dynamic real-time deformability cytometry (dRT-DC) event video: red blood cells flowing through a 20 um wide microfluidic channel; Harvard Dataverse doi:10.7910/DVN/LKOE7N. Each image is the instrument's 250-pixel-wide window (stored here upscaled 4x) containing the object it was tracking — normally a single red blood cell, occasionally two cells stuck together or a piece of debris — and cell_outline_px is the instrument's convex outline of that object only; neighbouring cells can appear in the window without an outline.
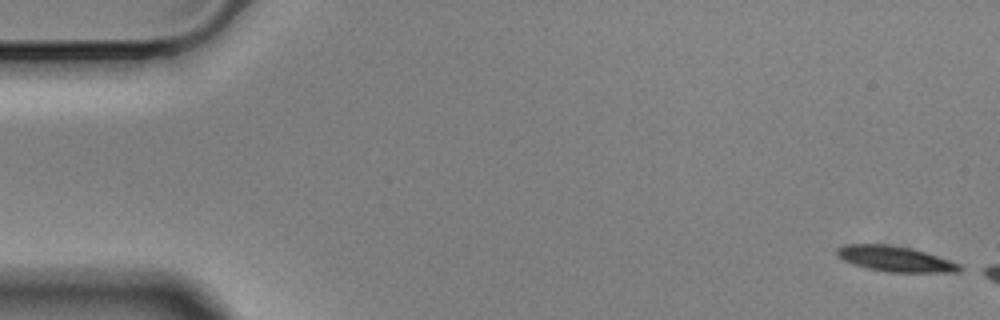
{"species": "Egyptian fruit bat (a non-hibernating species)", "species_latin": "Rousettus aegyptiacus", "temperature_condition": "cold", "stored_images_in_passage": 3, "camera_frame_rate_fps": 3000, "um_per_image_px": 0.085, "animal": {"sex": "male"}, "frame": {"image": 1, "passage_image": 1, "time_ms": 0.0, "image_size_px": [1000, 320], "cell_outline_px": [[968, 268], [960, 272], [884, 272], [852, 264], [836, 256], [836, 248], [844, 244], [892, 244], [912, 248], [960, 264]], "centroid_in_image_um": [76.09, 22.0], "position_along_channel_um": 8.9, "area_um2": 18.44}}